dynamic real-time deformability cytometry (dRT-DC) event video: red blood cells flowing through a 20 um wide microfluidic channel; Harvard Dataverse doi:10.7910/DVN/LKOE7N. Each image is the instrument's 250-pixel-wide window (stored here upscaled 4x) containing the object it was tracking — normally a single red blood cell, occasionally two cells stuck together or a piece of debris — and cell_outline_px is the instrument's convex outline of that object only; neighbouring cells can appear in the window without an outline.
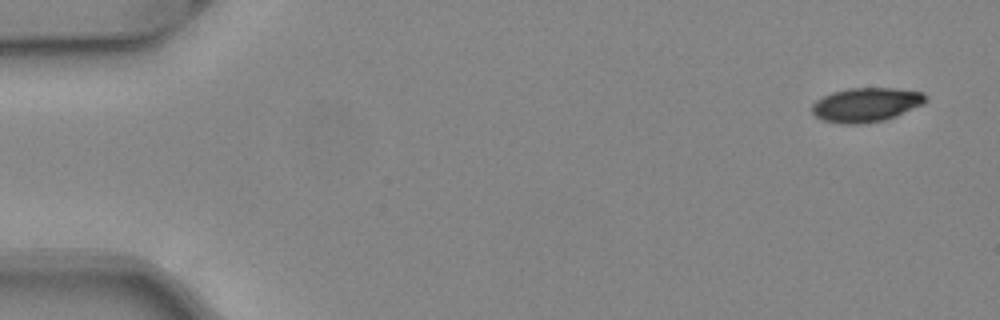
{"species": "common noctule bat (a hibernating species)", "species_latin": "Nyctalus noctula", "temperature_condition": "warm", "stored_images_in_passage": 9, "camera_frame_rate_fps": 3000, "um_per_image_px": 0.085, "animal": {"sex": "female", "body_mass_g": 24.6, "forearm_length_mm": 56.2}, "frame": {"image": 1, "passage_image": 1, "time_ms": 0.0, "image_size_px": [1000, 320], "cell_outline_px": [[928, 100], [924, 104], [896, 116], [884, 120], [864, 124], [840, 124], [820, 120], [812, 112], [812, 104], [816, 100], [832, 92], [848, 88], [892, 88], [924, 92], [928, 96]], "centroid_in_image_um": [73.63, 8.91], "position_along_channel_um": 11.4, "area_um2": 22.95}}